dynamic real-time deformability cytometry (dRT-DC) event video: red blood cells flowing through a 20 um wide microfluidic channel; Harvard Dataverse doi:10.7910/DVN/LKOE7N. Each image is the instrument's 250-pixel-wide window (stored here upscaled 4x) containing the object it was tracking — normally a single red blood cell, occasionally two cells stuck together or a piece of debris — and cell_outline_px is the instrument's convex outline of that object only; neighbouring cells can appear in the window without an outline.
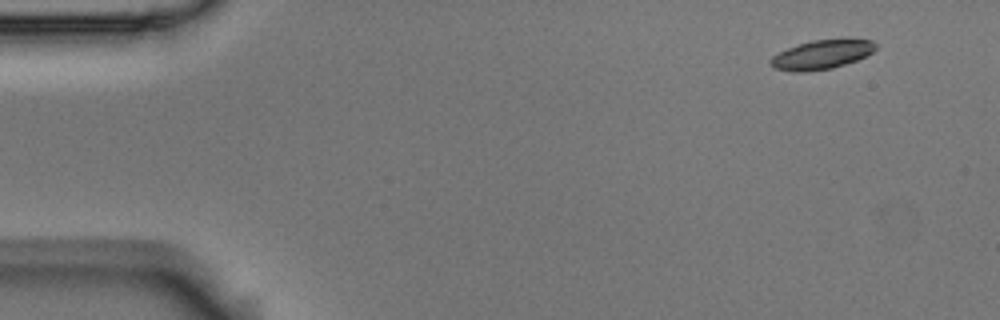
{"species": "Egyptian fruit bat (a non-hibernating species)", "species_latin": "Rousettus aegyptiacus", "temperature_condition": "room temperature", "stored_images_in_passage": 3, "camera_frame_rate_fps": 3000, "um_per_image_px": 0.085, "animal": {"sex": "male"}, "frame": {"image": 1, "passage_image": 1, "time_ms": 0.0, "image_size_px": [1000, 320], "cell_outline_px": [[876, 48], [872, 52], [856, 60], [832, 68], [804, 72], [792, 72], [776, 68], [768, 64], [768, 60], [772, 56], [788, 48], [812, 40], [840, 36], [848, 36], [872, 40], [876, 44]], "centroid_in_image_um": [69.89, 4.59], "position_along_channel_um": 15.1, "area_um2": 18.44}}